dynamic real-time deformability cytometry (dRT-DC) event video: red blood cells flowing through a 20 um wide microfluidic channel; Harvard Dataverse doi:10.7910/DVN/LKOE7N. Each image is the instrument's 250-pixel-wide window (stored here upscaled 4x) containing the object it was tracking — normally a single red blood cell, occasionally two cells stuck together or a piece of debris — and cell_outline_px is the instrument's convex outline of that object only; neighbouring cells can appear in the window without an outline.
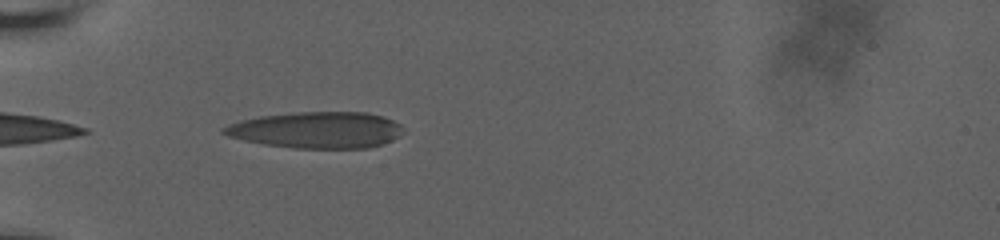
{"species": "human", "species_latin": "Homo sapiens", "temperature_condition": "room temperature", "stored_images_in_passage": 48, "camera_frame_rate_fps": 3000, "um_per_image_px": 0.085, "donor": {"sex": "male"}, "frame": {"image": 1, "passage_image": 2, "time_ms": 0.333, "image_size_px": [1000, 240], "cell_outline_px": [[404, 128], [400, 136], [392, 140], [368, 148], [296, 148], [264, 144], [244, 140], [228, 136], [220, 132], [220, 128], [228, 124], [240, 120], [260, 116], [296, 112], [368, 112], [384, 116], [400, 124]], "centroid_in_image_um": [26.91, 11.04], "position_along_channel_um": 58.1, "area_um2": 38.21}}
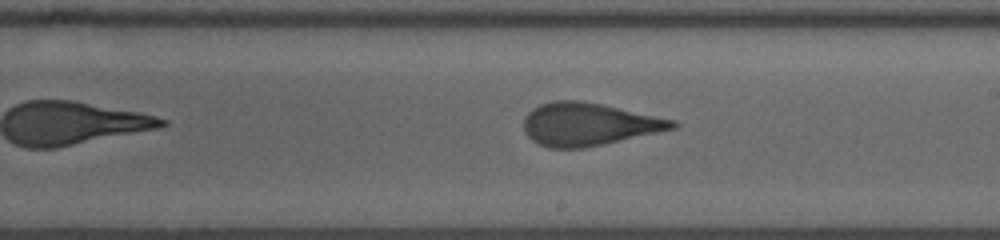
{"frame": {"image": 2, "passage_image": 21, "time_ms": 5.667, "image_size_px": [1000, 240], "cell_outline_px": [[680, 124], [676, 128], [584, 148], [548, 148], [532, 140], [524, 132], [524, 116], [532, 108], [540, 104], [552, 100], [576, 100], [600, 104], [676, 120]], "centroid_in_image_um": [50.0, 10.56], "position_along_channel_um": 239.0, "area_um2": 36.88}}
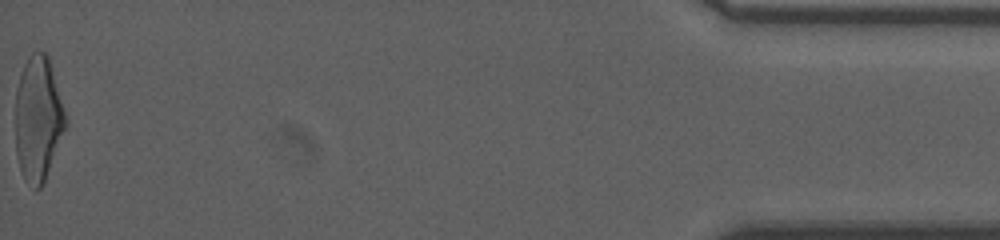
{"frame": {"image": 3, "passage_image": 48, "time_ms": 13.333, "image_size_px": [1000, 240], "cell_outline_px": [[68, 124], [44, 180], [40, 188], [36, 188], [24, 180], [20, 168], [16, 152], [16, 88], [24, 64], [28, 56], [32, 52], [44, 52], [48, 56], [68, 120]], "centroid_in_image_um": [3.25, 10.07], "position_along_channel_um": 432.0, "area_um2": 36.24}, "authors_computed_cell_mechanics": {"area_um2": 37.0498, "velocity_mm_per_s": 3.659, "shape_relaxation_time_tau1_ms": 5.5114, "shape_relaxation_time_tau2_ms": 0.8934, "deformation_change_tau1": 0.2245, "deformation_change_tau2": 0.1011}}